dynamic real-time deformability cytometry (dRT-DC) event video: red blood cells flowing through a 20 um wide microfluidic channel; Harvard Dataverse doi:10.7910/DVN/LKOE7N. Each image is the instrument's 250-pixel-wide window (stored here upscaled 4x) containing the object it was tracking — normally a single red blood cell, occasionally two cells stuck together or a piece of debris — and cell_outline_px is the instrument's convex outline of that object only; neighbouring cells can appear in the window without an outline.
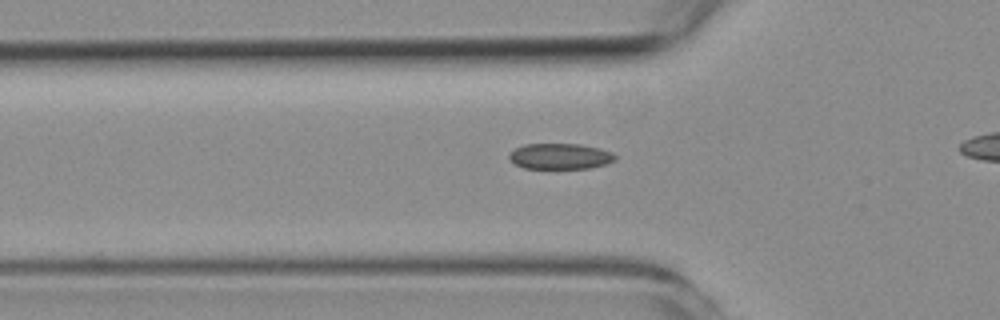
{"species": "common noctule bat (a hibernating species)", "species_latin": "Nyctalus noctula", "temperature_condition": "room temperature", "stored_images_in_passage": 32, "camera_frame_rate_fps": 3000, "um_per_image_px": 0.085, "animal": {"sex": "female", "body_mass_g": 19.3, "forearm_length_mm": 54.1}, "frame": {"image": 1, "passage_image": 5, "time_ms": 1.333, "image_size_px": [1000, 320], "cell_outline_px": [[616, 160], [608, 164], [588, 168], [524, 168], [516, 164], [508, 156], [516, 148], [524, 144], [580, 144], [600, 148], [612, 152], [616, 156]], "centroid_in_image_um": [47.67, 13.28], "position_along_channel_um": 78.1, "area_um2": 15.84}}
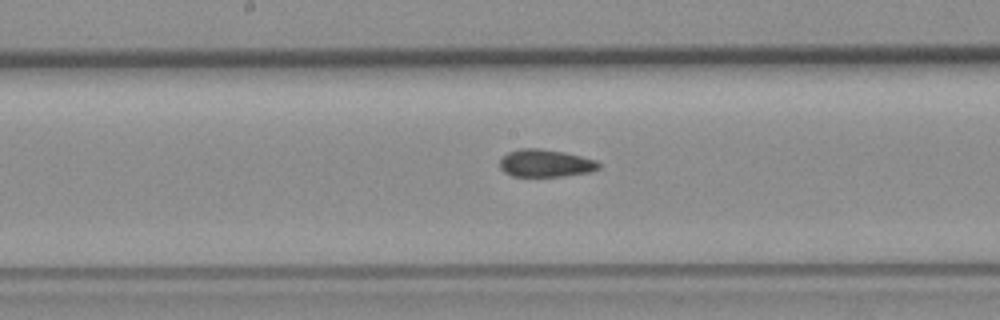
{"frame": {"image": 2, "passage_image": 15, "time_ms": 4.667, "image_size_px": [1000, 320], "cell_outline_px": [[600, 168], [592, 172], [564, 176], [512, 176], [504, 172], [500, 168], [500, 160], [508, 152], [520, 148], [540, 148], [564, 152], [596, 160], [600, 164]], "centroid_in_image_um": [46.38, 13.87], "position_along_channel_um": 201.8, "area_um2": 15.95}}
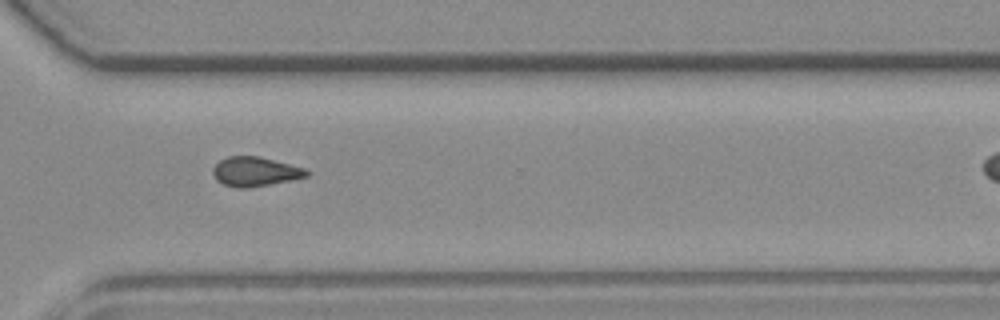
{"frame": {"image": 3, "passage_image": 27, "time_ms": 8.667, "image_size_px": [1000, 320], "cell_outline_px": [[308, 176], [292, 180], [248, 188], [236, 188], [224, 184], [216, 180], [212, 172], [212, 168], [220, 160], [228, 156], [260, 156], [304, 168], [308, 172]], "centroid_in_image_um": [21.66, 14.59], "position_along_channel_um": 348.9, "area_um2": 16.01}}